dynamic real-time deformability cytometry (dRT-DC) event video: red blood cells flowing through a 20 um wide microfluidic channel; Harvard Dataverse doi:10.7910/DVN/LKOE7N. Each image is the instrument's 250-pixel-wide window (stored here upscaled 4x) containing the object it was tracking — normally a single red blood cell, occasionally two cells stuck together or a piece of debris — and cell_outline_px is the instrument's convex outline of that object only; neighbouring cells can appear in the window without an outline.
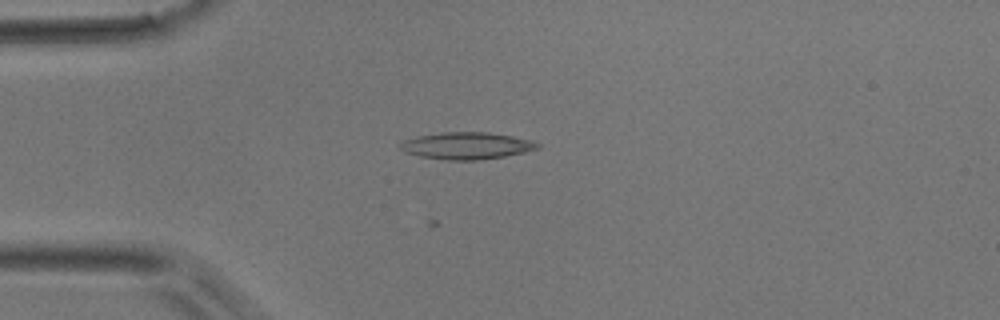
{"species": "common noctule bat (a hibernating species)", "species_latin": "Nyctalus noctula", "temperature_condition": "room temperature", "stored_images_in_passage": 23, "camera_frame_rate_fps": 3000, "um_per_image_px": 0.085, "animal": {"sex": "male", "body_mass_g": 17.9}, "frame": {"image": 1, "passage_image": 3, "time_ms": 0.667, "image_size_px": [1000, 320], "cell_outline_px": [[540, 148], [524, 152], [504, 156], [476, 160], [444, 160], [420, 156], [404, 152], [400, 148], [400, 144], [404, 140], [416, 136], [440, 132], [488, 132], [512, 136], [532, 140], [540, 144]], "centroid_in_image_um": [39.65, 12.38], "position_along_channel_um": 45.3, "area_um2": 21.62}}
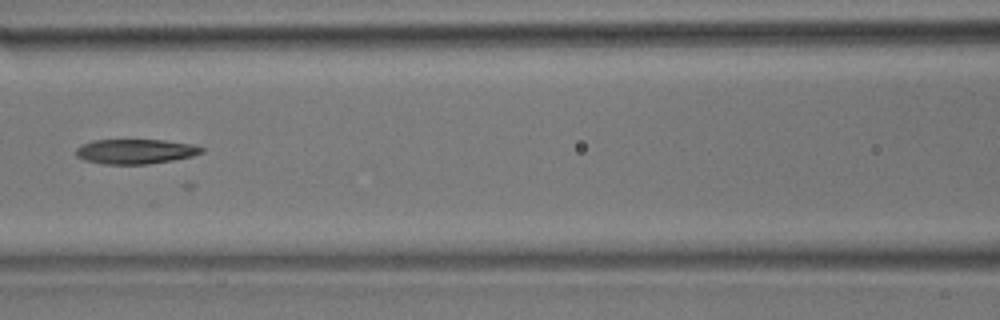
{"frame": {"image": 2, "passage_image": 12, "time_ms": 3.667, "image_size_px": [1000, 320], "cell_outline_px": [[204, 152], [192, 156], [172, 160], [148, 164], [104, 164], [84, 160], [76, 156], [76, 148], [92, 140], [164, 140], [192, 144], [204, 148]], "centroid_in_image_um": [11.52, 12.87], "position_along_channel_um": 155.1, "area_um2": 18.09}}
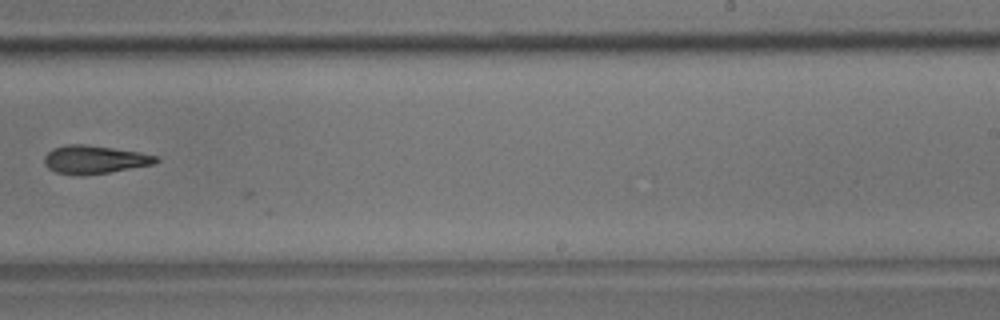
{"frame": {"image": 3, "passage_image": 21, "time_ms": 6.667, "image_size_px": [1000, 320], "cell_outline_px": [[160, 160], [156, 164], [108, 172], [80, 176], [76, 176], [56, 172], [48, 168], [44, 164], [44, 156], [52, 148], [68, 144], [84, 144], [140, 152], [156, 156]], "centroid_in_image_um": [8.01, 13.57], "position_along_channel_um": 281.0, "area_um2": 18.44}}